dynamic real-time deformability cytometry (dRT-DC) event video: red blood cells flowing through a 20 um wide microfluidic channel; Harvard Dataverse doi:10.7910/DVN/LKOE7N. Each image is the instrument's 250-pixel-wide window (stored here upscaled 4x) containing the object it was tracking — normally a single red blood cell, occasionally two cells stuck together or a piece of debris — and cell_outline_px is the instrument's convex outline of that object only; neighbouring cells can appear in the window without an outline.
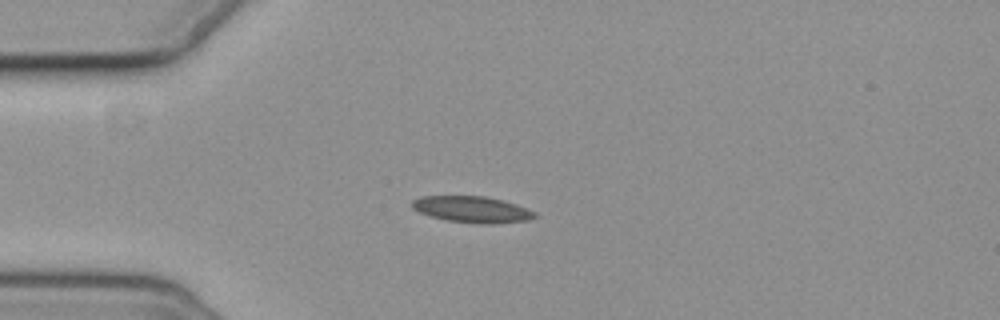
{"species": "common noctule bat (a hibernating species)", "species_latin": "Nyctalus noctula", "temperature_condition": "cold", "stored_images_in_passage": 5, "camera_frame_rate_fps": 3000, "um_per_image_px": 0.085, "animal": {"sex": "female", "body_mass_g": 19.3, "forearm_length_mm": 54.1}, "frame": {"image": 1, "passage_image": 5, "time_ms": 4.667, "image_size_px": [1000, 320], "cell_outline_px": [[540, 216], [528, 220], [492, 224], [480, 224], [444, 220], [428, 216], [412, 208], [412, 200], [424, 196], [484, 196], [504, 200], [516, 204], [536, 212]], "centroid_in_image_um": [40.15, 17.81], "position_along_channel_um": 44.8, "area_um2": 19.02}}